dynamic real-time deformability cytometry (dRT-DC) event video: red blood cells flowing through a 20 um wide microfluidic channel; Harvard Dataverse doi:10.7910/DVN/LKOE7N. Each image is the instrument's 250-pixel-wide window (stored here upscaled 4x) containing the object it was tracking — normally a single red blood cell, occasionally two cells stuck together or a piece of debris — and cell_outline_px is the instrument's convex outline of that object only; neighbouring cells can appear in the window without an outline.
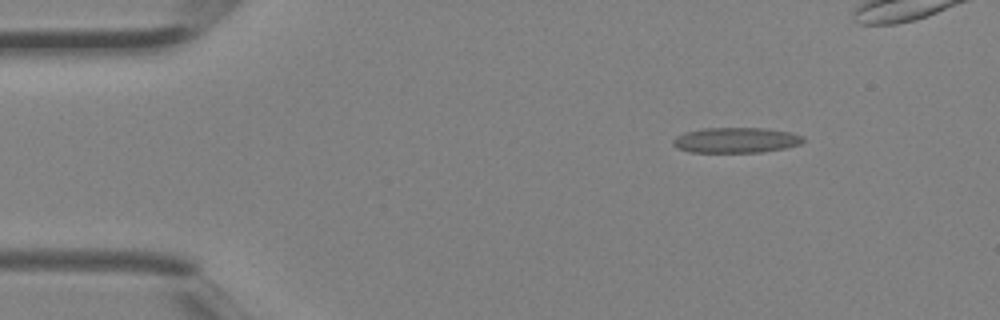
{"species": "Egyptian fruit bat (a non-hibernating species)", "species_latin": "Rousettus aegyptiacus", "temperature_condition": "room temperature", "stored_images_in_passage": 3, "segment_of_instrument_passage": [2, 2], "camera_frame_rate_fps": 3000, "um_per_image_px": 0.085, "animal": {"sex": "female"}, "frame": {"image": 1, "passage_image": 3, "time_ms": 0.667, "image_size_px": [1000, 320], "cell_outline_px": [[804, 140], [800, 144], [784, 148], [760, 152], [688, 152], [676, 148], [672, 144], [672, 140], [676, 136], [684, 132], [704, 128], [768, 128], [792, 132], [804, 136]], "centroid_in_image_um": [62.54, 11.91], "position_along_channel_um": 22.5, "area_um2": 19.42}}